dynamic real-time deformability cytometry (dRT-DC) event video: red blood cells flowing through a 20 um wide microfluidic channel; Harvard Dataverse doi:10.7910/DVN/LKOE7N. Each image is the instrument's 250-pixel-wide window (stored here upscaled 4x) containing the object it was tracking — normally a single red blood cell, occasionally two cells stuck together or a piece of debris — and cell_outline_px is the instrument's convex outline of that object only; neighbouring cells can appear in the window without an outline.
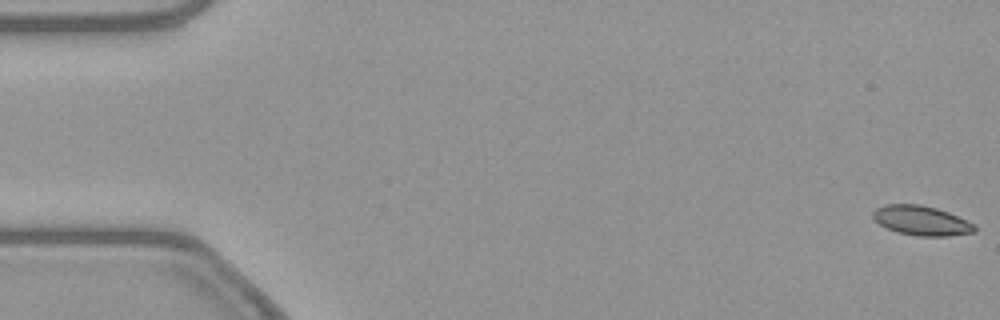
{"species": "common noctule bat (a hibernating species)", "species_latin": "Nyctalus noctula", "temperature_condition": "warm", "stored_images_in_passage": 54, "camera_frame_rate_fps": 3000, "um_per_image_px": 0.085, "animal": {"sex": "female", "body_mass_g": 21.9}, "frame": {"image": 1, "passage_image": 1, "time_ms": 0.0, "image_size_px": [1000, 320], "cell_outline_px": [[976, 232], [948, 236], [916, 236], [896, 232], [880, 224], [872, 216], [872, 212], [876, 208], [884, 204], [920, 204], [936, 208], [948, 212], [976, 224]], "centroid_in_image_um": [78.34, 18.75], "position_along_channel_um": 6.7, "area_um2": 17.63}}
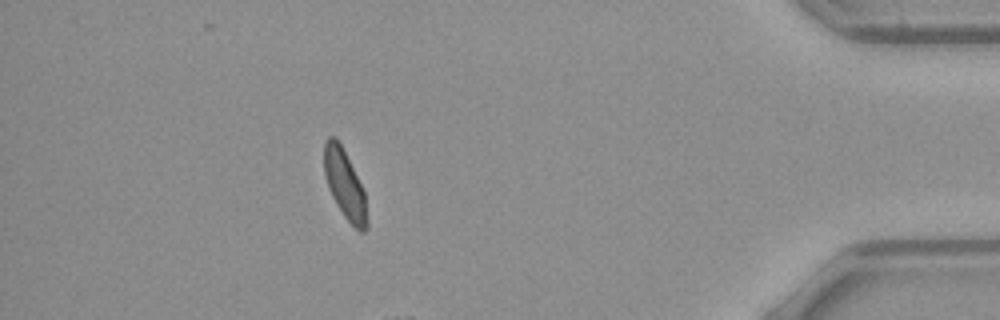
{"frame": {"image": 2, "passage_image": 48, "time_ms": 15.667, "image_size_px": [1000, 320], "cell_outline_px": [[368, 228], [364, 232], [360, 232], [344, 216], [336, 204], [328, 188], [324, 176], [324, 140], [328, 136], [336, 136], [364, 192], [368, 220]], "centroid_in_image_um": [29.28, 15.69], "position_along_channel_um": 405.9, "area_um2": 16.99}}